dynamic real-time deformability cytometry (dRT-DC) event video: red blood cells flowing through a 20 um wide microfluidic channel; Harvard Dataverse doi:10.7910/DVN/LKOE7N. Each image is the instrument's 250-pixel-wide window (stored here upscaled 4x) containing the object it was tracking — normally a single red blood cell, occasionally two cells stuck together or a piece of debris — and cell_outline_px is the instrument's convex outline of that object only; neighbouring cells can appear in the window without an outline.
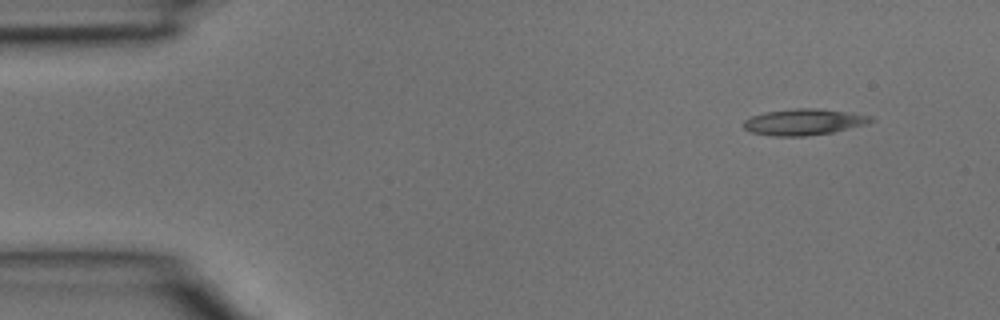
{"species": "common noctule bat (a hibernating species)", "species_latin": "Nyctalus noctula", "temperature_condition": "room temperature", "stored_images_in_passage": 3, "camera_frame_rate_fps": 3000, "um_per_image_px": 0.085, "animal": {"sex": "male", "body_mass_g": 15.6}, "frame": {"image": 1, "passage_image": 1, "time_ms": 0.0, "image_size_px": [1000, 320], "cell_outline_px": [[876, 120], [868, 124], [832, 132], [804, 136], [772, 136], [752, 132], [744, 128], [744, 120], [752, 116], [764, 112], [796, 108], [816, 108], [848, 112], [872, 116]], "centroid_in_image_um": [68.35, 10.36], "position_along_channel_um": 16.6, "area_um2": 19.42}}